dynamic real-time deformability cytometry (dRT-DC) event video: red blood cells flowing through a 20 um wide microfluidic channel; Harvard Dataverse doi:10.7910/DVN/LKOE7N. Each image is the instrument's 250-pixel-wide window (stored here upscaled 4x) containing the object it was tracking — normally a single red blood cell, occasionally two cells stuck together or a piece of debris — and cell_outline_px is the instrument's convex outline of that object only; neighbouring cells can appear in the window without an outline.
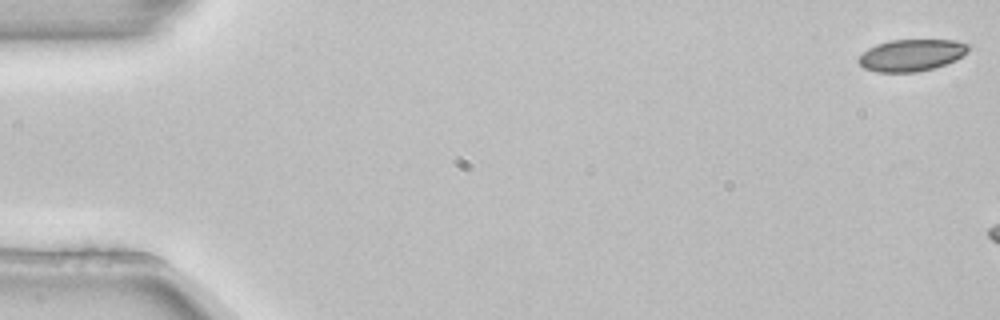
{"species": "common noctule bat (a hibernating species)", "species_latin": "Nyctalus noctula", "temperature_condition": "room temperature", "stored_images_in_passage": 3, "camera_frame_rate_fps": 3000, "um_per_image_px": 0.085, "animal": {"sex": "female", "body_mass_g": 22.7, "forearm_length_mm": 54.2}, "frame": {"image": 1, "passage_image": 1, "time_ms": 0.0, "image_size_px": [1000, 320], "cell_outline_px": [[968, 52], [956, 60], [932, 68], [916, 72], [876, 72], [864, 68], [856, 60], [868, 48], [876, 44], [892, 40], [956, 40], [968, 44]], "centroid_in_image_um": [77.46, 4.69], "position_along_channel_um": 7.5, "area_um2": 20.29}}